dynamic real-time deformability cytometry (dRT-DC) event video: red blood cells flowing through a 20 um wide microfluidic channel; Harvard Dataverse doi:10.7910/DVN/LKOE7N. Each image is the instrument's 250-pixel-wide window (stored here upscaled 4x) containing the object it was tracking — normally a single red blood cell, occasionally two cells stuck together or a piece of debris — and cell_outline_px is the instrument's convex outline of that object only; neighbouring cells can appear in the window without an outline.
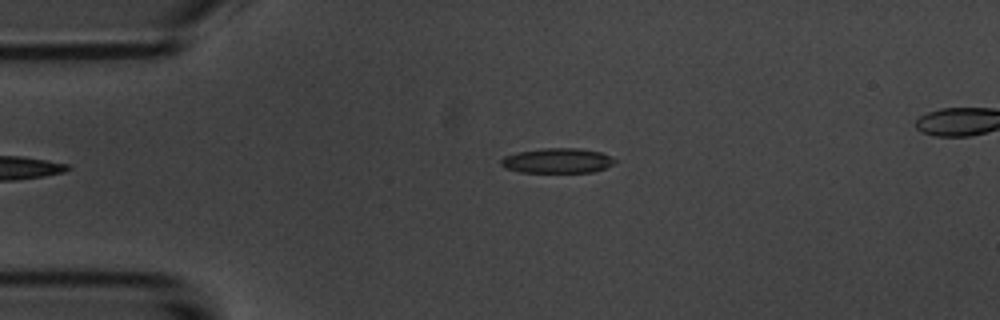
{"species": "common noctule bat (a hibernating species)", "species_latin": "Nyctalus noctula", "temperature_condition": "room temperature", "stored_images_in_passage": 5, "camera_frame_rate_fps": 3000, "um_per_image_px": 0.085, "animal": {"sex": "male", "body_mass_g": 20.1, "forearm_length_mm": 53.5}, "frame": {"image": 1, "passage_image": 5, "time_ms": 4.333, "image_size_px": [1000, 320], "cell_outline_px": [[616, 160], [612, 164], [604, 168], [592, 172], [520, 172], [504, 168], [500, 164], [500, 160], [504, 156], [516, 152], [540, 148], [580, 148], [600, 152], [612, 156]], "centroid_in_image_um": [47.34, 13.65], "position_along_channel_um": 37.7, "area_um2": 16.65}}